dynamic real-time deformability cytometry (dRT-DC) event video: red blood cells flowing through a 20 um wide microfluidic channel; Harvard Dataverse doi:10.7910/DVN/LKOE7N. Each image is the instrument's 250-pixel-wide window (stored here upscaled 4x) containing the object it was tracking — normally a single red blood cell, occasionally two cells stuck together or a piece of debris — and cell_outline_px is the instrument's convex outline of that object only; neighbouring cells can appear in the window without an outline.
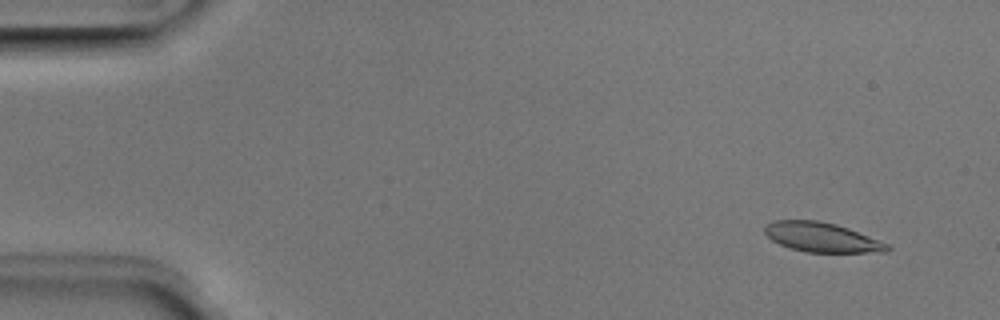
{"species": "Egyptian fruit bat (a non-hibernating species)", "species_latin": "Rousettus aegyptiacus", "temperature_condition": "room temperature", "stored_images_in_passage": 5, "camera_frame_rate_fps": 3000, "um_per_image_px": 0.085, "animal": {"sex": "male"}, "frame": {"image": 1, "passage_image": 3, "time_ms": 0.667, "image_size_px": [1000, 320], "cell_outline_px": [[892, 248], [888, 252], [804, 252], [780, 244], [772, 240], [764, 232], [764, 228], [772, 220], [820, 220], [836, 224], [848, 228], [888, 244]], "centroid_in_image_um": [69.85, 20.16], "position_along_channel_um": 15.2, "area_um2": 20.98}}